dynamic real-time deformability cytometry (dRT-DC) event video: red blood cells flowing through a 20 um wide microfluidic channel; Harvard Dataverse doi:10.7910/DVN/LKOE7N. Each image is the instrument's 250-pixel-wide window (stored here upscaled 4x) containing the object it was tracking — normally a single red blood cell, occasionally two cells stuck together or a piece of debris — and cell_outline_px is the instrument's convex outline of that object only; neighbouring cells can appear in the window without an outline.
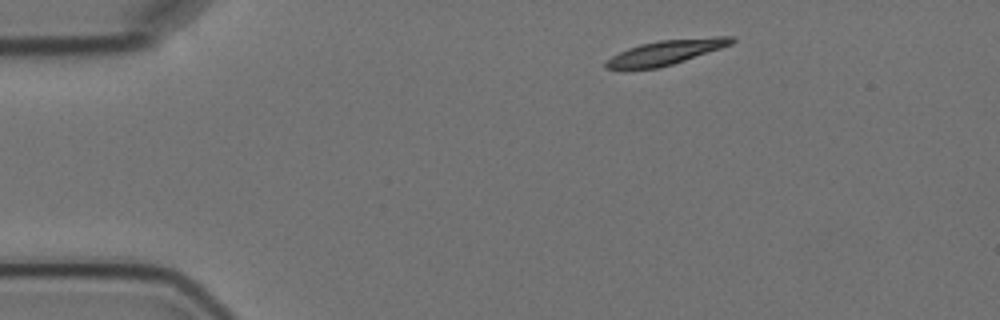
{"species": "Egyptian fruit bat (a non-hibernating species)", "species_latin": "Rousettus aegyptiacus", "temperature_condition": "cold", "stored_images_in_passage": 3, "camera_frame_rate_fps": 3000, "um_per_image_px": 0.085, "animal": {"sex": "female"}, "frame": {"image": 1, "passage_image": 1, "time_ms": 0.0, "image_size_px": [1000, 320], "cell_outline_px": [[736, 40], [732, 44], [660, 68], [604, 68], [604, 64], [612, 56], [628, 48], [640, 44], [660, 40], [716, 36], [736, 36]], "centroid_in_image_um": [56.65, 4.42], "position_along_channel_um": 28.3, "area_um2": 17.74}}